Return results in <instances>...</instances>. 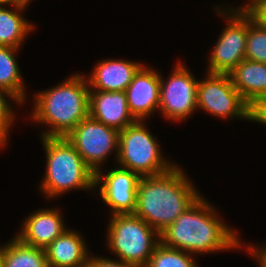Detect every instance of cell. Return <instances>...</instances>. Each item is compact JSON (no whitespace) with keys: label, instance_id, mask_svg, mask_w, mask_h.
<instances>
[{"label":"cell","instance_id":"obj_1","mask_svg":"<svg viewBox=\"0 0 266 267\" xmlns=\"http://www.w3.org/2000/svg\"><path fill=\"white\" fill-rule=\"evenodd\" d=\"M192 186L176 166L164 174L141 176L134 214L161 234L200 198Z\"/></svg>","mask_w":266,"mask_h":267},{"label":"cell","instance_id":"obj_2","mask_svg":"<svg viewBox=\"0 0 266 267\" xmlns=\"http://www.w3.org/2000/svg\"><path fill=\"white\" fill-rule=\"evenodd\" d=\"M214 212L200 197L160 234V241L165 246L189 253L240 247L236 234L222 224Z\"/></svg>","mask_w":266,"mask_h":267},{"label":"cell","instance_id":"obj_3","mask_svg":"<svg viewBox=\"0 0 266 267\" xmlns=\"http://www.w3.org/2000/svg\"><path fill=\"white\" fill-rule=\"evenodd\" d=\"M72 76L36 95L33 119L52 127L42 137H66L89 116V84L82 75Z\"/></svg>","mask_w":266,"mask_h":267},{"label":"cell","instance_id":"obj_4","mask_svg":"<svg viewBox=\"0 0 266 267\" xmlns=\"http://www.w3.org/2000/svg\"><path fill=\"white\" fill-rule=\"evenodd\" d=\"M47 154L46 175L41 189L55 197L71 188L95 187V173L66 137H43Z\"/></svg>","mask_w":266,"mask_h":267},{"label":"cell","instance_id":"obj_5","mask_svg":"<svg viewBox=\"0 0 266 267\" xmlns=\"http://www.w3.org/2000/svg\"><path fill=\"white\" fill-rule=\"evenodd\" d=\"M111 219L108 246L121 261L146 267L153 251L161 242L153 236L156 233L160 238V233L135 214H115Z\"/></svg>","mask_w":266,"mask_h":267},{"label":"cell","instance_id":"obj_6","mask_svg":"<svg viewBox=\"0 0 266 267\" xmlns=\"http://www.w3.org/2000/svg\"><path fill=\"white\" fill-rule=\"evenodd\" d=\"M142 121H136L119 133L117 160L121 167L140 176H156L171 170L160 155L159 145Z\"/></svg>","mask_w":266,"mask_h":267},{"label":"cell","instance_id":"obj_7","mask_svg":"<svg viewBox=\"0 0 266 267\" xmlns=\"http://www.w3.org/2000/svg\"><path fill=\"white\" fill-rule=\"evenodd\" d=\"M197 107L218 117L251 119V106L235 89L229 74L209 73L206 80L198 82Z\"/></svg>","mask_w":266,"mask_h":267},{"label":"cell","instance_id":"obj_8","mask_svg":"<svg viewBox=\"0 0 266 267\" xmlns=\"http://www.w3.org/2000/svg\"><path fill=\"white\" fill-rule=\"evenodd\" d=\"M119 130L96 121L91 116L83 119L67 136L83 161L93 170L99 171L100 163L116 148L118 152Z\"/></svg>","mask_w":266,"mask_h":267},{"label":"cell","instance_id":"obj_9","mask_svg":"<svg viewBox=\"0 0 266 267\" xmlns=\"http://www.w3.org/2000/svg\"><path fill=\"white\" fill-rule=\"evenodd\" d=\"M229 24L218 39L210 58L209 71L212 74H229L245 59L248 35V13L233 11Z\"/></svg>","mask_w":266,"mask_h":267},{"label":"cell","instance_id":"obj_10","mask_svg":"<svg viewBox=\"0 0 266 267\" xmlns=\"http://www.w3.org/2000/svg\"><path fill=\"white\" fill-rule=\"evenodd\" d=\"M168 82H160L159 108L169 119L181 120L192 114L197 108L198 82L178 64Z\"/></svg>","mask_w":266,"mask_h":267},{"label":"cell","instance_id":"obj_11","mask_svg":"<svg viewBox=\"0 0 266 267\" xmlns=\"http://www.w3.org/2000/svg\"><path fill=\"white\" fill-rule=\"evenodd\" d=\"M101 175L100 171L95 173V185L104 179L99 192L103 201L113 209L112 214H134L141 176L124 168L112 170L104 177Z\"/></svg>","mask_w":266,"mask_h":267},{"label":"cell","instance_id":"obj_12","mask_svg":"<svg viewBox=\"0 0 266 267\" xmlns=\"http://www.w3.org/2000/svg\"><path fill=\"white\" fill-rule=\"evenodd\" d=\"M160 82V75L144 66L134 75L125 93L129 111L136 121L159 109Z\"/></svg>","mask_w":266,"mask_h":267},{"label":"cell","instance_id":"obj_13","mask_svg":"<svg viewBox=\"0 0 266 267\" xmlns=\"http://www.w3.org/2000/svg\"><path fill=\"white\" fill-rule=\"evenodd\" d=\"M96 91L90 89L89 116L119 131L136 122L129 111L124 91Z\"/></svg>","mask_w":266,"mask_h":267},{"label":"cell","instance_id":"obj_14","mask_svg":"<svg viewBox=\"0 0 266 267\" xmlns=\"http://www.w3.org/2000/svg\"><path fill=\"white\" fill-rule=\"evenodd\" d=\"M16 237L24 244L46 249L66 229L58 211L43 209L31 214Z\"/></svg>","mask_w":266,"mask_h":267},{"label":"cell","instance_id":"obj_15","mask_svg":"<svg viewBox=\"0 0 266 267\" xmlns=\"http://www.w3.org/2000/svg\"><path fill=\"white\" fill-rule=\"evenodd\" d=\"M142 65L123 60L102 61L87 80L98 91H124Z\"/></svg>","mask_w":266,"mask_h":267},{"label":"cell","instance_id":"obj_16","mask_svg":"<svg viewBox=\"0 0 266 267\" xmlns=\"http://www.w3.org/2000/svg\"><path fill=\"white\" fill-rule=\"evenodd\" d=\"M80 235L65 230L46 249L49 267H88L89 257Z\"/></svg>","mask_w":266,"mask_h":267},{"label":"cell","instance_id":"obj_17","mask_svg":"<svg viewBox=\"0 0 266 267\" xmlns=\"http://www.w3.org/2000/svg\"><path fill=\"white\" fill-rule=\"evenodd\" d=\"M229 76L235 89L250 106L266 95V63L244 59Z\"/></svg>","mask_w":266,"mask_h":267},{"label":"cell","instance_id":"obj_18","mask_svg":"<svg viewBox=\"0 0 266 267\" xmlns=\"http://www.w3.org/2000/svg\"><path fill=\"white\" fill-rule=\"evenodd\" d=\"M17 48L0 46V89L8 92L17 103L24 101V87L14 58Z\"/></svg>","mask_w":266,"mask_h":267},{"label":"cell","instance_id":"obj_19","mask_svg":"<svg viewBox=\"0 0 266 267\" xmlns=\"http://www.w3.org/2000/svg\"><path fill=\"white\" fill-rule=\"evenodd\" d=\"M4 267H49L44 249L22 243L17 237L4 246Z\"/></svg>","mask_w":266,"mask_h":267},{"label":"cell","instance_id":"obj_20","mask_svg":"<svg viewBox=\"0 0 266 267\" xmlns=\"http://www.w3.org/2000/svg\"><path fill=\"white\" fill-rule=\"evenodd\" d=\"M24 7L16 6L14 9L16 10L15 12L14 10L10 11L0 6V46L19 48L27 32L33 28L18 13L19 11L22 12L21 9Z\"/></svg>","mask_w":266,"mask_h":267},{"label":"cell","instance_id":"obj_21","mask_svg":"<svg viewBox=\"0 0 266 267\" xmlns=\"http://www.w3.org/2000/svg\"><path fill=\"white\" fill-rule=\"evenodd\" d=\"M146 267H197L193 258L184 251L165 246L160 242Z\"/></svg>","mask_w":266,"mask_h":267},{"label":"cell","instance_id":"obj_22","mask_svg":"<svg viewBox=\"0 0 266 267\" xmlns=\"http://www.w3.org/2000/svg\"><path fill=\"white\" fill-rule=\"evenodd\" d=\"M245 59L266 63V28L260 26L249 14Z\"/></svg>","mask_w":266,"mask_h":267},{"label":"cell","instance_id":"obj_23","mask_svg":"<svg viewBox=\"0 0 266 267\" xmlns=\"http://www.w3.org/2000/svg\"><path fill=\"white\" fill-rule=\"evenodd\" d=\"M6 93L7 96H10L14 99L8 92L0 89V145L6 144V137L8 135L9 126L13 121V113L10 109L9 104L4 99V94Z\"/></svg>","mask_w":266,"mask_h":267},{"label":"cell","instance_id":"obj_24","mask_svg":"<svg viewBox=\"0 0 266 267\" xmlns=\"http://www.w3.org/2000/svg\"><path fill=\"white\" fill-rule=\"evenodd\" d=\"M251 4L242 7L260 26L266 28V0H251Z\"/></svg>","mask_w":266,"mask_h":267},{"label":"cell","instance_id":"obj_25","mask_svg":"<svg viewBox=\"0 0 266 267\" xmlns=\"http://www.w3.org/2000/svg\"><path fill=\"white\" fill-rule=\"evenodd\" d=\"M250 120L266 124V95L251 106Z\"/></svg>","mask_w":266,"mask_h":267},{"label":"cell","instance_id":"obj_26","mask_svg":"<svg viewBox=\"0 0 266 267\" xmlns=\"http://www.w3.org/2000/svg\"><path fill=\"white\" fill-rule=\"evenodd\" d=\"M88 267H139V266L132 265L121 260L120 262H116L113 260L111 261L109 259H104L102 257L101 258L90 257L88 262Z\"/></svg>","mask_w":266,"mask_h":267},{"label":"cell","instance_id":"obj_27","mask_svg":"<svg viewBox=\"0 0 266 267\" xmlns=\"http://www.w3.org/2000/svg\"><path fill=\"white\" fill-rule=\"evenodd\" d=\"M249 250V253H252V255H255L258 258L261 267H266V247H262V249H259V251L255 250L253 247H250Z\"/></svg>","mask_w":266,"mask_h":267},{"label":"cell","instance_id":"obj_28","mask_svg":"<svg viewBox=\"0 0 266 267\" xmlns=\"http://www.w3.org/2000/svg\"><path fill=\"white\" fill-rule=\"evenodd\" d=\"M3 4H11L14 7L25 6L20 0H0V6Z\"/></svg>","mask_w":266,"mask_h":267},{"label":"cell","instance_id":"obj_29","mask_svg":"<svg viewBox=\"0 0 266 267\" xmlns=\"http://www.w3.org/2000/svg\"><path fill=\"white\" fill-rule=\"evenodd\" d=\"M0 267H4V247L0 248Z\"/></svg>","mask_w":266,"mask_h":267},{"label":"cell","instance_id":"obj_30","mask_svg":"<svg viewBox=\"0 0 266 267\" xmlns=\"http://www.w3.org/2000/svg\"><path fill=\"white\" fill-rule=\"evenodd\" d=\"M24 5H27V3H29L30 0H20Z\"/></svg>","mask_w":266,"mask_h":267}]
</instances>
